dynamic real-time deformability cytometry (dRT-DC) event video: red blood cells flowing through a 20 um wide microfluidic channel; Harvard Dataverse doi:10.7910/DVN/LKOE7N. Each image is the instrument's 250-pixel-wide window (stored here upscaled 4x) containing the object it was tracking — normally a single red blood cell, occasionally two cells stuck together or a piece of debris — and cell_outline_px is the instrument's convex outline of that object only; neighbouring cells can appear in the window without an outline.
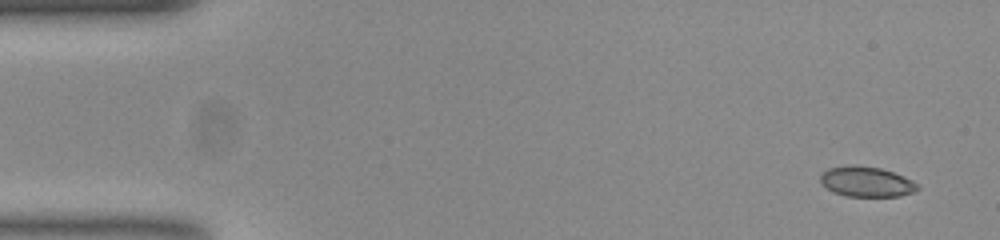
{"species": "common noctule bat (a hibernating species)", "species_latin": "Nyctalus noctula", "temperature_condition": "room temperature", "stored_images_in_passage": 48, "camera_frame_rate_fps": 3000, "um_per_image_px": 0.085, "animal": {"sex": "female", "body_mass_g": 23.0, "forearm_length_mm": 53.4}, "frame": {"image": 1, "passage_image": 1, "time_ms": 0.0, "image_size_px": [1000, 240], "cell_outline_px": [[920, 188], [912, 192], [900, 196], [848, 196], [836, 192], [828, 188], [820, 180], [820, 176], [828, 168], [848, 164], [856, 164], [880, 168], [904, 176], [920, 184]], "centroid_in_image_um": [73.69, 15.42], "position_along_channel_um": 11.3, "area_um2": 17.05}}
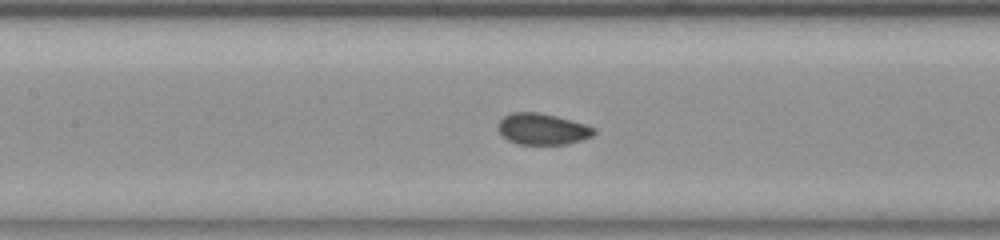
{"frame": {"image": 2, "passage_image": 22, "time_ms": 7.0, "image_size_px": [1000, 240], "cell_outline_px": [[596, 132], [592, 136], [568, 144], [516, 144], [508, 140], [496, 128], [496, 124], [504, 116], [512, 112], [540, 112], [572, 120], [596, 128]], "centroid_in_image_um": [46.09, 10.96], "position_along_channel_um": 161.3, "area_um2": 17.57}}
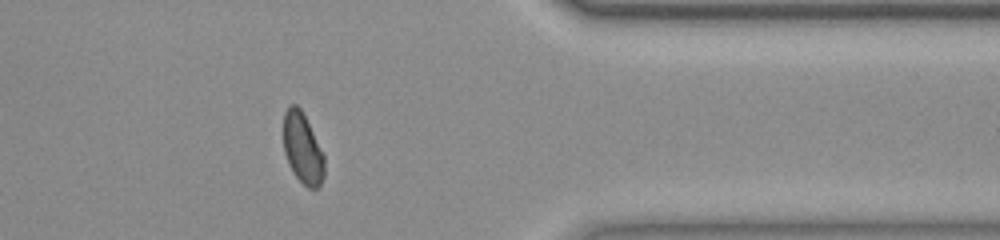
{"frame": {"image": 3, "passage_image": 41, "time_ms": 13.333, "image_size_px": [1000, 240], "cell_outline_px": [[324, 176], [320, 188], [308, 188], [292, 172], [288, 164], [284, 152], [284, 112], [288, 104], [296, 104], [300, 108], [324, 156]], "centroid_in_image_um": [25.71, 12.63], "position_along_channel_um": 385.7, "area_um2": 16.7}}